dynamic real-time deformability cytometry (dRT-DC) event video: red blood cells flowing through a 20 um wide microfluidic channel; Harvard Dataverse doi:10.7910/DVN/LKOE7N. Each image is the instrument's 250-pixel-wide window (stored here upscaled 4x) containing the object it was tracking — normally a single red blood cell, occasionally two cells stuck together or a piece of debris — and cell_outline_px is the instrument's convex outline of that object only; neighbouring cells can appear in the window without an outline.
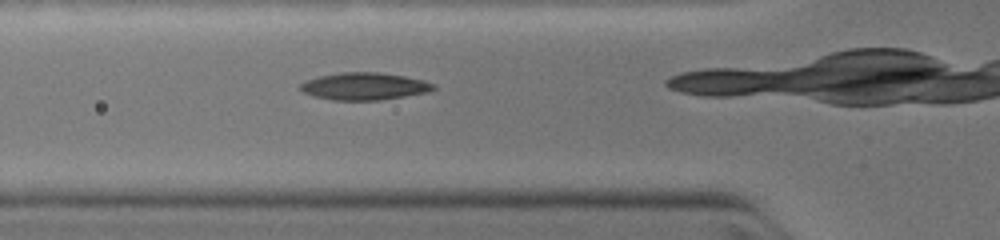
{"species": "common noctule bat (a hibernating species)", "species_latin": "Nyctalus noctula", "temperature_condition": "warm", "stored_images_in_passage": 5, "camera_frame_rate_fps": 3000, "um_per_image_px": 0.085, "animal": {"sex": "female", "body_mass_g": 19.0, "forearm_length_mm": 51.5}, "frame": {"image": 1, "passage_image": 4, "time_ms": 1.333, "image_size_px": [1000, 240], "cell_outline_px": [[436, 88], [428, 92], [380, 100], [332, 100], [316, 96], [304, 92], [300, 88], [300, 84], [308, 80], [320, 76], [340, 72], [380, 72], [404, 76], [424, 80], [436, 84]], "centroid_in_image_um": [31.02, 7.33], "position_along_channel_um": 94.8, "area_um2": 21.04}}